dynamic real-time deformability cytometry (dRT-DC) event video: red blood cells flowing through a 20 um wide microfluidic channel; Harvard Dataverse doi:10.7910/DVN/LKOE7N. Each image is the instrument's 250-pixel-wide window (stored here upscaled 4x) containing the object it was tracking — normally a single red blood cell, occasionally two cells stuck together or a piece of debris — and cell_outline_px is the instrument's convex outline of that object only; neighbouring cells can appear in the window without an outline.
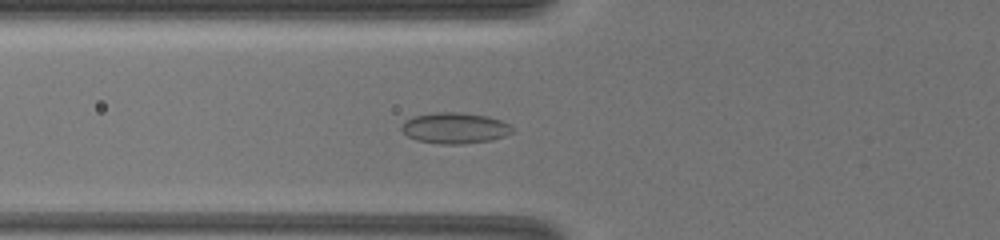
{"species": "common noctule bat (a hibernating species)", "species_latin": "Nyctalus noctula", "temperature_condition": "warm", "stored_images_in_passage": 6, "camera_frame_rate_fps": 3000, "um_per_image_px": 0.085, "animal": {"sex": "female", "body_mass_g": 19.5, "forearm_length_mm": 54.1}, "frame": {"image": 1, "passage_image": 6, "time_ms": 6.0, "image_size_px": [1000, 240], "cell_outline_px": [[512, 132], [504, 136], [492, 140], [464, 144], [440, 144], [416, 140], [408, 136], [400, 128], [408, 120], [416, 116], [436, 112], [460, 112], [488, 116], [500, 120], [508, 124], [512, 128]], "centroid_in_image_um": [38.68, 10.89], "position_along_channel_um": 87.1, "area_um2": 19.77}}